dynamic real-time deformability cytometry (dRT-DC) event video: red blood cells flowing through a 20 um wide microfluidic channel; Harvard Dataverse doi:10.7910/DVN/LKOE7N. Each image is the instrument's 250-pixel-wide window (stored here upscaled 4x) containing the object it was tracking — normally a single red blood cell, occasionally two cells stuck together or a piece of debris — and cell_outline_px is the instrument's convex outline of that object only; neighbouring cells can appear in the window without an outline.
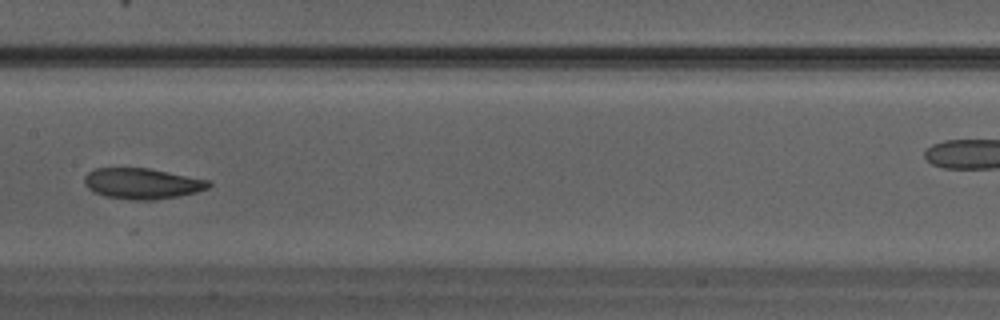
{"species": "Egyptian fruit bat (a non-hibernating species)", "species_latin": "Rousettus aegyptiacus", "temperature_condition": "warm", "stored_images_in_passage": 31, "camera_frame_rate_fps": 3000, "um_per_image_px": 0.085, "animal": {"sex": "male"}, "frame": {"image": 1, "passage_image": 14, "time_ms": 4.333, "image_size_px": [1000, 320], "cell_outline_px": [[212, 184], [208, 188], [196, 192], [176, 196], [152, 200], [128, 200], [104, 196], [88, 188], [84, 180], [84, 176], [88, 172], [96, 168], [148, 168], [212, 180]], "centroid_in_image_um": [12.11, 15.6], "position_along_channel_um": 195.3, "area_um2": 22.31}}